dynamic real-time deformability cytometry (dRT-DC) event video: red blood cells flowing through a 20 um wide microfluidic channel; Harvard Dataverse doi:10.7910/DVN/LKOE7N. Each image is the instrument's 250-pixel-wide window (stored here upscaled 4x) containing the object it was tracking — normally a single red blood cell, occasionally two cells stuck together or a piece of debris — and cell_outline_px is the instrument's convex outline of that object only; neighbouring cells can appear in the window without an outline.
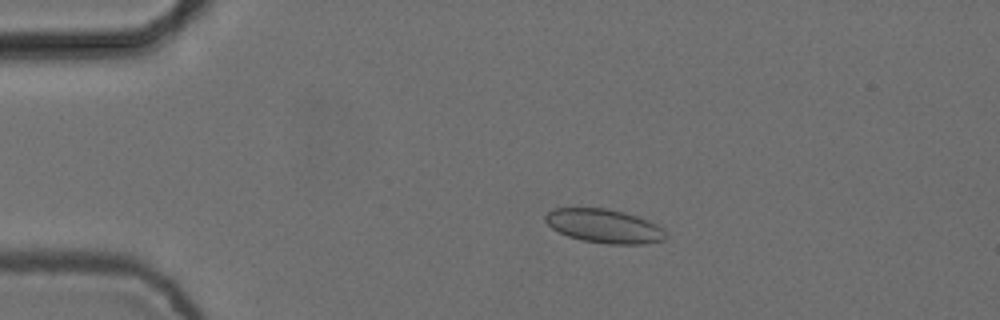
{"species": "common noctule bat (a hibernating species)", "species_latin": "Nyctalus noctula", "temperature_condition": "cold", "stored_images_in_passage": 6, "camera_frame_rate_fps": 3000, "um_per_image_px": 0.085, "animal": {"sex": "female", "body_mass_g": 24.6, "forearm_length_mm": 56.2}, "frame": {"image": 1, "passage_image": 4, "time_ms": 1.0, "image_size_px": [1000, 320], "cell_outline_px": [[668, 236], [664, 240], [644, 244], [608, 244], [580, 240], [568, 236], [552, 228], [544, 220], [544, 216], [548, 212], [556, 208], [608, 208], [624, 212], [648, 220], [664, 228]], "centroid_in_image_um": [51.39, 19.22], "position_along_channel_um": 33.6, "area_um2": 23.87}}
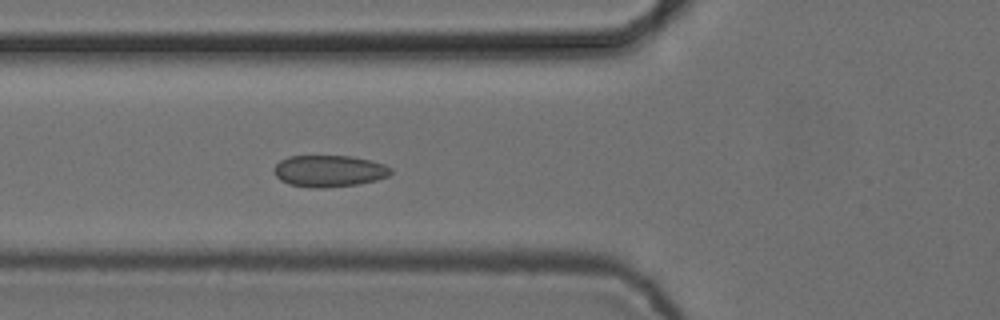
{"frame": {"image": 2, "passage_image": 6, "time_ms": 1.667, "image_size_px": [1000, 320], "cell_outline_px": [[392, 172], [388, 176], [376, 180], [356, 184], [324, 188], [316, 188], [288, 184], [280, 180], [272, 172], [272, 168], [280, 160], [288, 156], [352, 156], [372, 160], [384, 164], [392, 168]], "centroid_in_image_um": [27.95, 14.53], "position_along_channel_um": 97.8, "area_um2": 21.73}}